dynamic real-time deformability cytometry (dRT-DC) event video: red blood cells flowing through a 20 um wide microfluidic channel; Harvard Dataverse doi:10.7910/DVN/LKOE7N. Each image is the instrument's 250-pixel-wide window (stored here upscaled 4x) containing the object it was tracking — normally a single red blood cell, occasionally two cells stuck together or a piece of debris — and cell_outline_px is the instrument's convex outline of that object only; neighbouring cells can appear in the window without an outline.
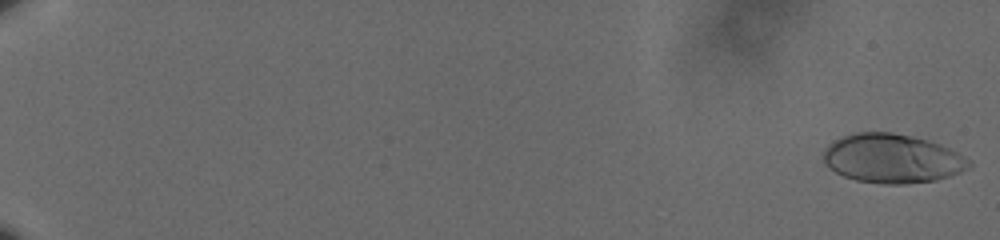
{"species": "human", "species_latin": "Homo sapiens", "temperature_condition": "cold", "stored_images_in_passage": 61, "camera_frame_rate_fps": 3000, "um_per_image_px": 0.085, "donor": {"sex": "male"}, "frame": {"image": 1, "passage_image": 1, "time_ms": 0.0, "image_size_px": [1000, 240], "cell_outline_px": [[972, 164], [968, 168], [960, 172], [936, 180], [904, 184], [884, 184], [856, 180], [844, 176], [828, 168], [824, 164], [824, 148], [828, 144], [844, 136], [856, 132], [892, 132], [928, 140], [940, 144], [972, 160]], "centroid_in_image_um": [75.83, 13.48], "position_along_channel_um": 9.2, "area_um2": 41.56}}
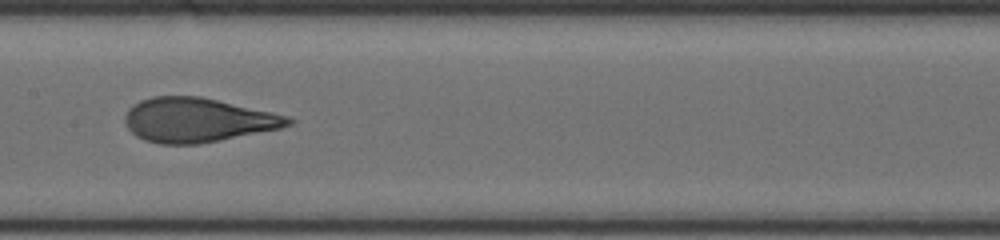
{"frame": {"image": 2, "passage_image": 35, "time_ms": 11.333, "image_size_px": [1000, 240], "cell_outline_px": [[296, 120], [292, 124], [280, 128], [200, 144], [160, 144], [144, 140], [136, 136], [128, 128], [124, 120], [124, 116], [128, 108], [140, 100], [152, 96], [200, 96], [288, 116]], "centroid_in_image_um": [16.75, 10.2], "position_along_channel_um": 190.6, "area_um2": 42.02}}
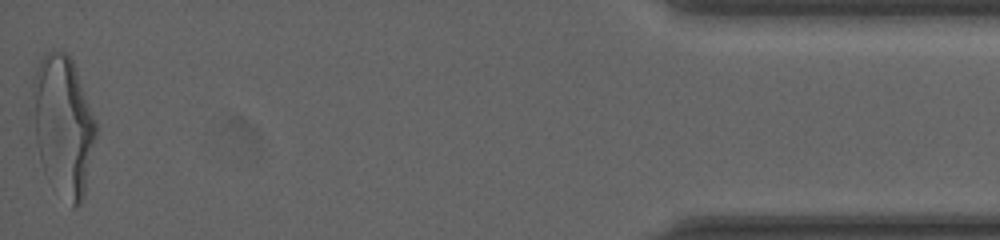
{"frame": {"image": 3, "passage_image": 61, "time_ms": 20.0, "image_size_px": [1000, 240], "cell_outline_px": [[96, 136], [84, 196], [80, 204], [72, 208], [44, 172], [40, 160], [36, 140], [32, 92], [32, 80], [40, 60], [48, 52], [64, 52], [72, 60], [96, 120]], "centroid_in_image_um": [5.38, 10.67], "position_along_channel_um": 429.8, "area_um2": 50.86}, "authors_computed_cell_mechanics": {"area_um2": 41.5582, "velocity_mm_per_s": 3.5867, "shape_relaxation_time_tau1_ms": 4.8496, "shape_relaxation_time_tau2_ms": 0.6856, "deformation_change_tau1": 0.2003, "deformation_change_tau2": 0.0693}}